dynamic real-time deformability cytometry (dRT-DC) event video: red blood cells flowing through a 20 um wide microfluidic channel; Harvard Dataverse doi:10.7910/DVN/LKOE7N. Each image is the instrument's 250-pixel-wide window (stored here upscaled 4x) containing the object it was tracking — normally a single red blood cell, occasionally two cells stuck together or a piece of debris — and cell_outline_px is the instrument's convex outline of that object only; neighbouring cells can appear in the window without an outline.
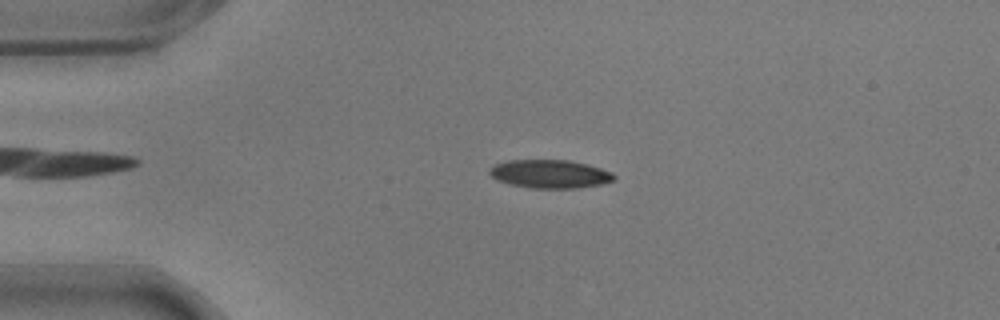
{"species": "common noctule bat (a hibernating species)", "species_latin": "Nyctalus noctula", "temperature_condition": "warm", "stored_images_in_passage": 50, "camera_frame_rate_fps": 3000, "um_per_image_px": 0.085, "animal": {"sex": "male", "body_mass_g": 17.9}, "frame": {"image": 1, "passage_image": 12, "time_ms": 3.667, "image_size_px": [1000, 320], "cell_outline_px": [[616, 180], [600, 184], [576, 188], [532, 188], [508, 184], [496, 180], [488, 172], [496, 164], [508, 160], [568, 160], [588, 164], [612, 172], [616, 176]], "centroid_in_image_um": [46.76, 14.79], "position_along_channel_um": 38.2, "area_um2": 20.58}}
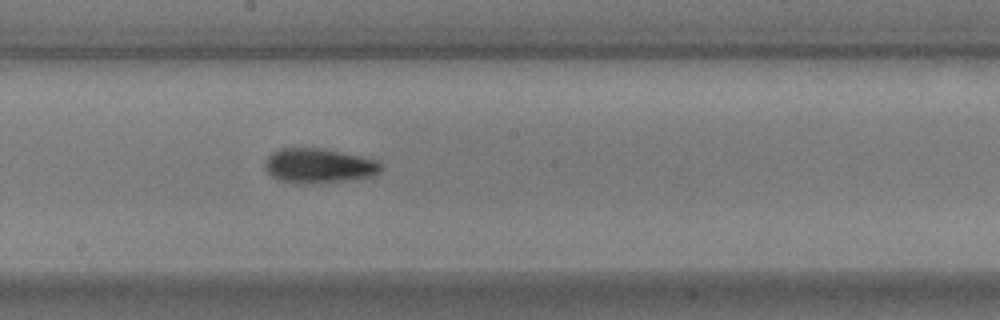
{"frame": {"image": 2, "passage_image": 30, "time_ms": 9.667, "image_size_px": [1000, 320], "cell_outline_px": [[384, 168], [380, 172], [372, 176], [344, 180], [312, 184], [296, 184], [280, 180], [272, 176], [268, 172], [264, 164], [268, 156], [272, 152], [280, 148], [320, 148], [360, 156], [376, 160], [384, 164]], "centroid_in_image_um": [27.1, 14.09], "position_along_channel_um": 221.1, "area_um2": 23.47}}
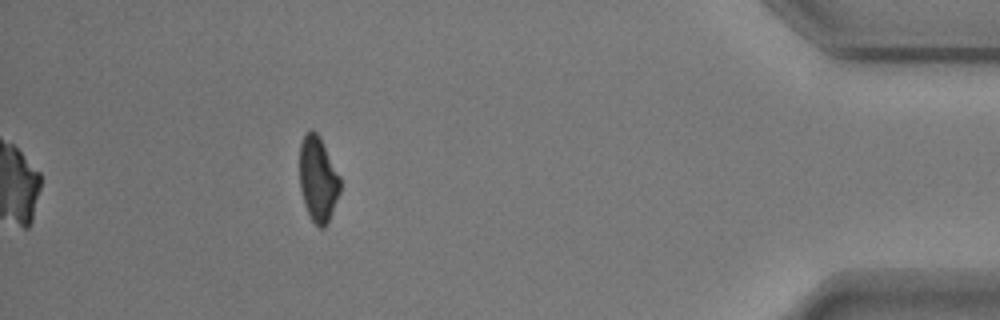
{"frame": {"image": 3, "passage_image": 50, "time_ms": 16.333, "image_size_px": [1000, 320], "cell_outline_px": [[340, 192], [328, 220], [324, 228], [320, 228], [312, 220], [304, 204], [300, 188], [300, 144], [304, 132], [312, 128], [320, 136], [340, 176]], "centroid_in_image_um": [27.02, 15.16], "position_along_channel_um": 408.2, "area_um2": 20.11}, "authors_computed_cell_mechanics": {"area_um2": 21.1837, "velocity_mm_per_s": 3.5767, "shape_relaxation_time_tau1_ms": 3.14, "shape_relaxation_time_tau2_ms": 2.7961, "deformation_change_tau1": 0.1602, "deformation_change_tau2": 0.1076}}